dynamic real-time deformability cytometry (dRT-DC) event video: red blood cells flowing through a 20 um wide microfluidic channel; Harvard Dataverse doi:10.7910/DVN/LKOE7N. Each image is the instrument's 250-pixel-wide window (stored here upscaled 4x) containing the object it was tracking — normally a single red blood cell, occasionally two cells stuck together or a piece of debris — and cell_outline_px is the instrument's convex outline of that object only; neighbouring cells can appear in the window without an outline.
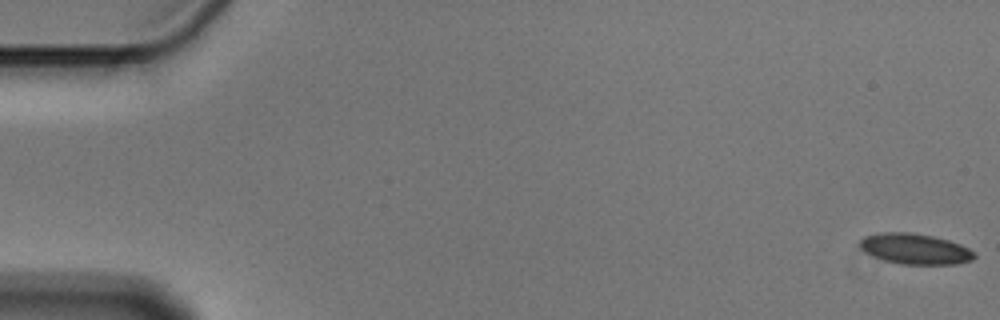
{"species": "Egyptian fruit bat (a non-hibernating species)", "species_latin": "Rousettus aegyptiacus", "temperature_condition": "cold", "stored_images_in_passage": 48, "camera_frame_rate_fps": 3000, "um_per_image_px": 0.085, "animal": {"sex": "male"}, "frame": {"image": 1, "passage_image": 1, "time_ms": 0.0, "image_size_px": [1000, 320], "cell_outline_px": [[976, 256], [972, 260], [956, 264], [900, 264], [884, 260], [860, 248], [860, 240], [864, 236], [876, 232], [912, 232], [932, 236], [948, 240], [960, 244], [976, 252]], "centroid_in_image_um": [77.8, 21.14], "position_along_channel_um": 7.2, "area_um2": 20.4}}
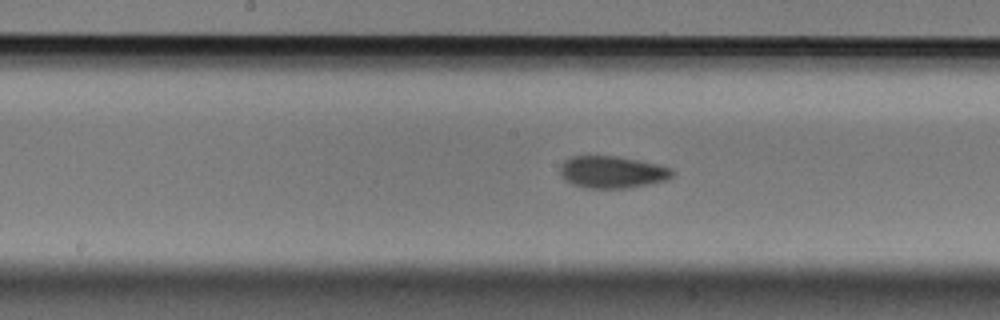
{"frame": {"image": 2, "passage_image": 29, "time_ms": 9.333, "image_size_px": [1000, 320], "cell_outline_px": [[676, 172], [668, 180], [628, 188], [588, 188], [572, 184], [564, 180], [560, 176], [560, 164], [564, 160], [572, 156], [616, 156], [656, 164], [672, 168]], "centroid_in_image_um": [52.02, 14.63], "position_along_channel_um": 196.2, "area_um2": 21.1}}
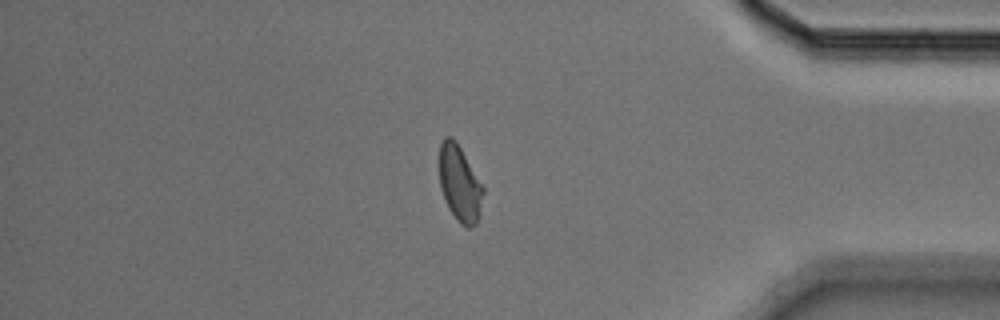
{"frame": {"image": 3, "passage_image": 48, "time_ms": 15.667, "image_size_px": [1000, 320], "cell_outline_px": [[484, 192], [480, 216], [476, 224], [472, 228], [468, 228], [460, 224], [448, 208], [444, 200], [440, 188], [440, 144], [444, 136], [452, 136], [456, 140], [484, 184]], "centroid_in_image_um": [39.11, 15.61], "position_along_channel_um": 396.1, "area_um2": 20.0}, "authors_computed_cell_mechanics": {"area_um2": 20.7213, "velocity_mm_per_s": 3.5935, "shape_relaxation_time_tau1_ms": 10.2252, "shape_relaxation_time_tau2_ms": 3.0912, "deformation_change_tau1": 0.1647, "deformation_change_tau2": 0.0843}}